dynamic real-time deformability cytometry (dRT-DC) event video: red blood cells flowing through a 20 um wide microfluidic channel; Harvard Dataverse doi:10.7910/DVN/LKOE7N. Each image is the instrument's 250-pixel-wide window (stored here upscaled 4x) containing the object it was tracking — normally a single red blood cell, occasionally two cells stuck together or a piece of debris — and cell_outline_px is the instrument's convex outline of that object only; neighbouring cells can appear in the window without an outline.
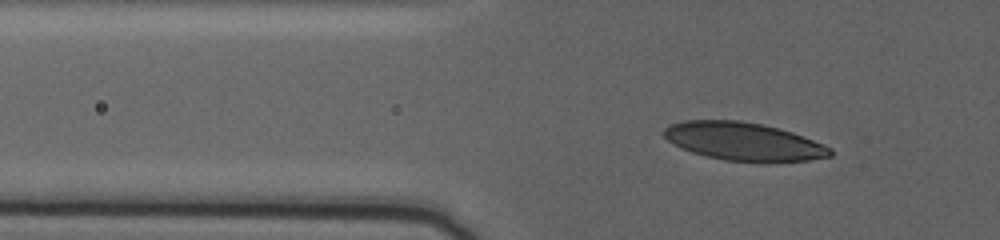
{"species": "human", "species_latin": "Homo sapiens", "temperature_condition": "warm", "stored_images_in_passage": 51, "camera_frame_rate_fps": 3000, "um_per_image_px": 0.085, "donor": {"sex": "female"}, "frame": {"image": 1, "passage_image": 3, "time_ms": 0.667, "image_size_px": [1000, 240], "cell_outline_px": [[832, 156], [808, 160], [768, 164], [764, 164], [724, 160], [692, 152], [668, 140], [664, 136], [664, 128], [668, 124], [684, 120], [740, 120], [764, 124], [780, 128], [792, 132], [824, 144], [832, 148]], "centroid_in_image_um": [63.26, 12.04], "position_along_channel_um": 62.5, "area_um2": 37.51}}
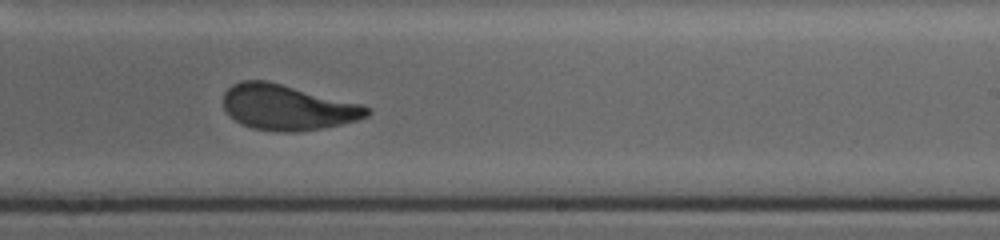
{"frame": {"image": 2, "passage_image": 27, "time_ms": 8.667, "image_size_px": [1000, 240], "cell_outline_px": [[372, 112], [368, 116], [356, 120], [340, 124], [320, 128], [292, 132], [284, 132], [252, 128], [236, 120], [224, 108], [224, 92], [232, 84], [240, 80], [268, 80], [364, 104], [372, 108]], "centroid_in_image_um": [24.48, 9.1], "position_along_channel_um": 264.5, "area_um2": 38.09}}
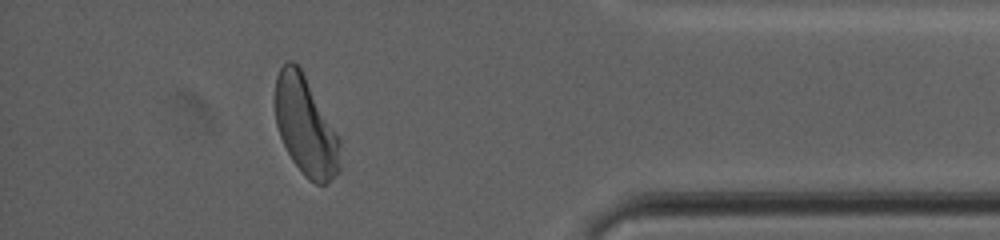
{"frame": {"image": 3, "passage_image": 45, "time_ms": 14.667, "image_size_px": [1000, 240], "cell_outline_px": [[340, 172], [328, 184], [316, 184], [308, 180], [292, 160], [280, 136], [276, 124], [276, 76], [280, 68], [288, 60], [292, 60], [300, 68], [340, 136]], "centroid_in_image_um": [26.01, 10.77], "position_along_channel_um": 409.2, "area_um2": 37.45}, "authors_computed_cell_mechanics": {"area_um2": 38.148, "velocity_mm_per_s": 2.8086, "shape_relaxation_time_tau1_ms": 5.3573, "shape_relaxation_time_tau2_ms": null, "deformation_change_tau1": 0.1734, "deformation_change_tau2": null}}